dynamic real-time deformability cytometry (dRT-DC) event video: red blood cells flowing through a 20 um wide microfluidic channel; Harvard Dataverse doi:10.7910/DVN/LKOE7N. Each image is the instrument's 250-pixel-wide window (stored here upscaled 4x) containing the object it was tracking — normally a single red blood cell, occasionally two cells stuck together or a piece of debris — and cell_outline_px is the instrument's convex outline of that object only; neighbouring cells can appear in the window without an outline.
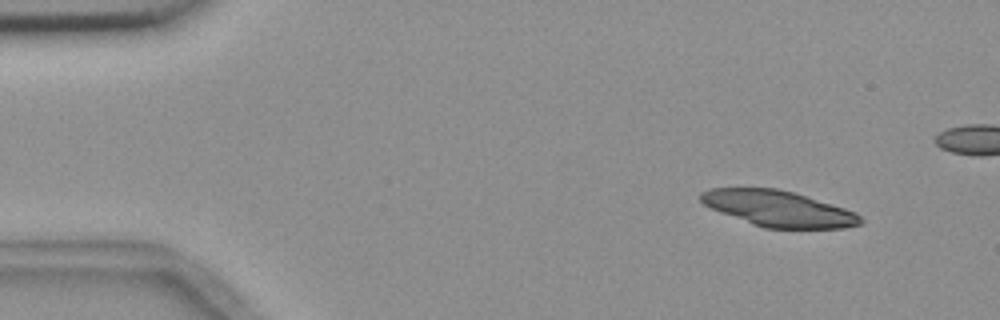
{"species": "common noctule bat (a hibernating species)", "species_latin": "Nyctalus noctula", "temperature_condition": "room temperature", "stored_images_in_passage": 6, "camera_frame_rate_fps": 3000, "um_per_image_px": 0.085, "animal": {"sex": "female", "body_mass_g": 18.4}, "frame": {"image": 1, "passage_image": 2, "time_ms": 1.333, "image_size_px": [1000, 320], "cell_outline_px": [[864, 220], [860, 224], [844, 228], [764, 228], [752, 224], [720, 212], [704, 204], [700, 200], [700, 192], [708, 188], [776, 188], [792, 192], [832, 204], [856, 212]], "centroid_in_image_um": [66.15, 17.73], "position_along_channel_um": 18.8, "area_um2": 33.12}}